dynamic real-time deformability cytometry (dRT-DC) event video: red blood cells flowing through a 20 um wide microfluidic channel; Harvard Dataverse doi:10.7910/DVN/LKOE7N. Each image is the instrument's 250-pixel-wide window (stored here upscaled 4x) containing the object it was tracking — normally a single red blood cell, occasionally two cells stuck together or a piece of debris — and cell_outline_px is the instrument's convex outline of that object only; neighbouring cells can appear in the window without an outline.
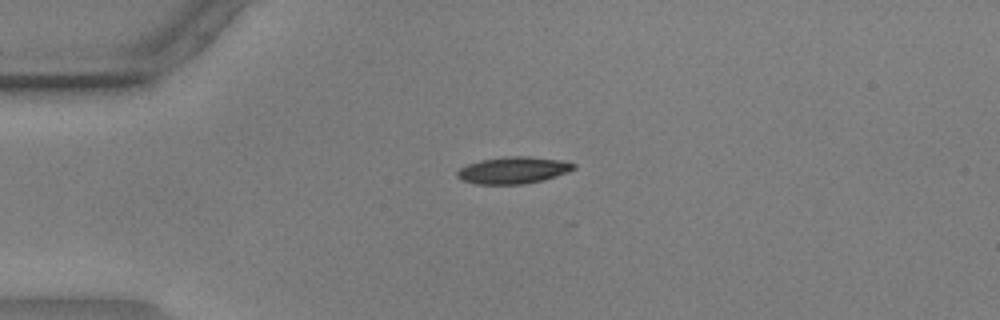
{"species": "common noctule bat (a hibernating species)", "species_latin": "Nyctalus noctula", "temperature_condition": "warm", "stored_images_in_passage": 43, "camera_frame_rate_fps": 3000, "um_per_image_px": 0.085, "animal": {"sex": "male", "body_mass_g": 17.9, "forearm_length_mm": 54.2}, "frame": {"image": 1, "passage_image": 1, "time_ms": 0.0, "image_size_px": [1000, 320], "cell_outline_px": [[576, 168], [568, 172], [544, 180], [524, 184], [476, 184], [460, 180], [456, 176], [456, 172], [460, 168], [468, 164], [480, 160], [508, 156], [528, 156], [560, 160], [576, 164]], "centroid_in_image_um": [43.61, 14.47], "position_along_channel_um": 41.4, "area_um2": 18.32}}
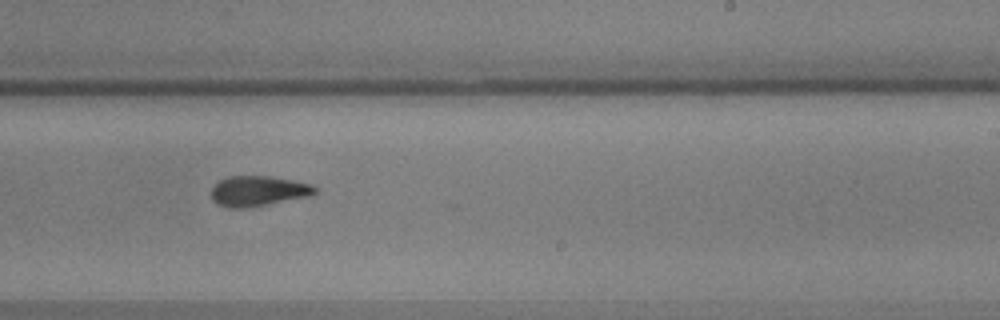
{"frame": {"image": 2, "passage_image": 22, "time_ms": 7.0, "image_size_px": [1000, 320], "cell_outline_px": [[316, 192], [312, 196], [244, 208], [228, 208], [216, 204], [212, 200], [212, 188], [220, 180], [228, 176], [268, 176], [292, 180], [312, 184], [316, 188]], "centroid_in_image_um": [21.94, 16.24], "position_along_channel_um": 267.1, "area_um2": 18.26}}
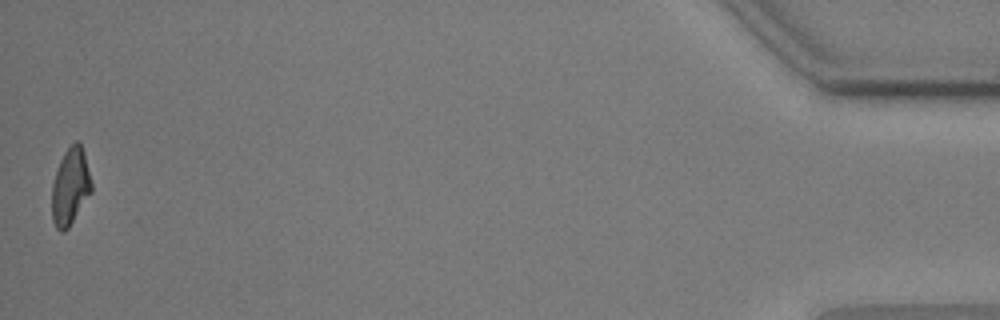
{"frame": {"image": 3, "passage_image": 43, "time_ms": 14.0, "image_size_px": [1000, 320], "cell_outline_px": [[92, 192], [68, 228], [64, 232], [60, 232], [56, 228], [52, 220], [52, 184], [60, 160], [64, 152], [76, 140], [80, 144], [84, 152], [92, 184]], "centroid_in_image_um": [5.97, 15.89], "position_along_channel_um": 429.2, "area_um2": 17.69}, "authors_computed_cell_mechanics": {"area_um2": 18.207, "velocity_mm_per_s": 3.6095, "shape_relaxation_time_tau1_ms": 9.416, "shape_relaxation_time_tau2_ms": 1.2997, "deformation_change_tau1": 0.2836, "deformation_change_tau2": 0.0763}}